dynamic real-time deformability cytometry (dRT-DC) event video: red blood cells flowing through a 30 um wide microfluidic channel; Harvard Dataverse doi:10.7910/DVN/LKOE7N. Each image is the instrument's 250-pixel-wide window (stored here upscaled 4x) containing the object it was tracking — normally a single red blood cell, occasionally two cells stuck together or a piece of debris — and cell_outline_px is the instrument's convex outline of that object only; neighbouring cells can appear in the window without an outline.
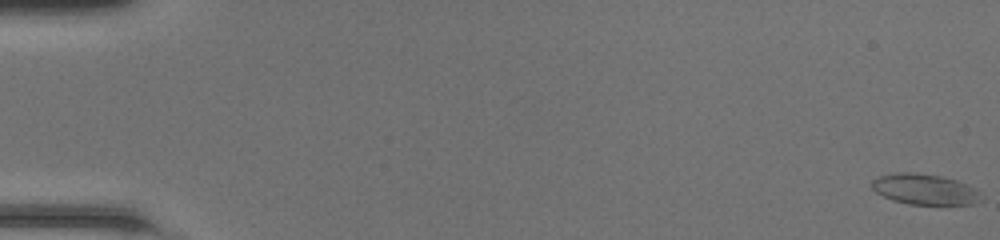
{"species": "common noctule bat (a hibernating species)", "species_latin": "Nyctalus noctula", "temperature_condition": "room temperature", "stored_images_in_passage": 50, "camera_frame_rate_fps": 3000, "um_per_image_px": 0.085, "animal": {"sex": "female", "body_mass_g": 20.0, "forearm_length_mm": 54.0}, "frame": {"image": 1, "passage_image": 1, "time_ms": 0.0, "image_size_px": [1000, 240], "cell_outline_px": [[984, 200], [972, 204], [908, 204], [892, 200], [876, 192], [872, 188], [872, 180], [876, 176], [896, 172], [908, 172], [940, 176], [956, 180], [976, 188]], "centroid_in_image_um": [78.6, 16.09], "position_along_channel_um": 6.4, "area_um2": 19.54}}
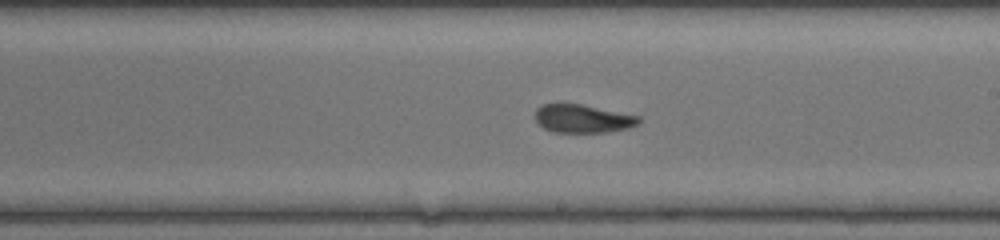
{"frame": {"image": 2, "passage_image": 30, "time_ms": 9.667, "image_size_px": [1000, 240], "cell_outline_px": [[640, 124], [628, 128], [604, 132], [556, 132], [544, 128], [536, 120], [536, 108], [544, 104], [580, 104], [640, 116]], "centroid_in_image_um": [49.56, 10.08], "position_along_channel_um": 239.4, "area_um2": 16.82}}
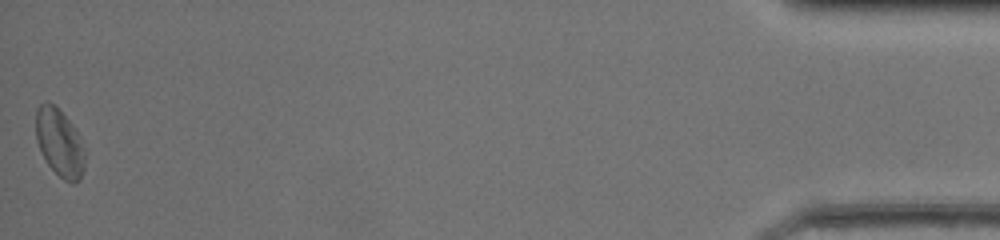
{"frame": {"image": 3, "passage_image": 50, "time_ms": 16.333, "image_size_px": [1000, 240], "cell_outline_px": [[84, 168], [80, 180], [72, 184], [64, 180], [48, 164], [36, 140], [36, 108], [40, 104], [48, 100], [72, 124], [76, 132], [84, 156]], "centroid_in_image_um": [5.03, 12.14], "position_along_channel_um": 430.2, "area_um2": 18.73}, "authors_computed_cell_mechanics": {"area_um2": 18.2359, "velocity_mm_per_s": 4.259, "shape_relaxation_time_tau1_ms": 3.9447, "shape_relaxation_time_tau2_ms": 1.8347, "deformation_change_tau1": 0.1365, "deformation_change_tau2": 0.0837}}